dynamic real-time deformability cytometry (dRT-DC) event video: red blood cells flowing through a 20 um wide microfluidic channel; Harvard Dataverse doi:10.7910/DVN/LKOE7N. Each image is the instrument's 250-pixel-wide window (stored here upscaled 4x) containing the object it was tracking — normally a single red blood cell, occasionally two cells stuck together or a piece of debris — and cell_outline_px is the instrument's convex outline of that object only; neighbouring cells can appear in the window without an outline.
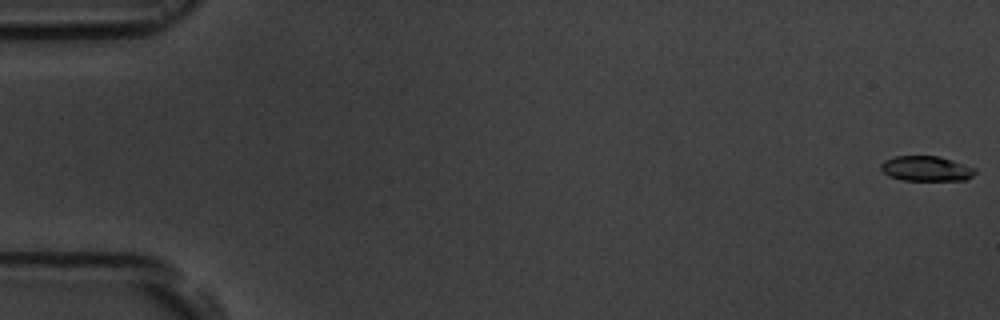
{"species": "common noctule bat (a hibernating species)", "species_latin": "Nyctalus noctula", "temperature_condition": "room temperature", "stored_images_in_passage": 56, "camera_frame_rate_fps": 3000, "um_per_image_px": 0.085, "animal": {"sex": "male", "body_mass_g": 19.5, "forearm_length_mm": 54.6}, "frame": {"image": 1, "passage_image": 1, "time_ms": 0.0, "image_size_px": [1000, 320], "cell_outline_px": [[976, 172], [972, 176], [964, 180], [904, 180], [888, 176], [880, 168], [880, 164], [884, 160], [892, 156], [940, 156], [976, 168]], "centroid_in_image_um": [78.71, 14.32], "position_along_channel_um": 6.3, "area_um2": 13.81}}
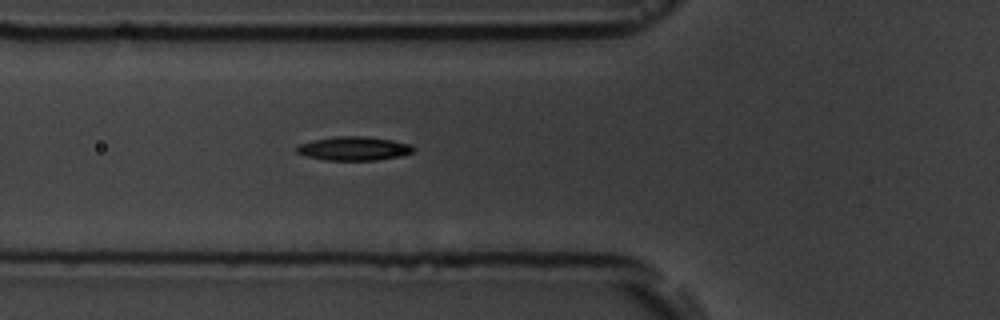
{"frame": {"image": 2, "passage_image": 21, "time_ms": 6.667, "image_size_px": [1000, 320], "cell_outline_px": [[416, 148], [412, 152], [400, 156], [376, 160], [324, 160], [308, 156], [296, 152], [296, 148], [300, 144], [312, 140], [336, 136], [364, 136], [392, 140], [412, 144]], "centroid_in_image_um": [30.1, 12.62], "position_along_channel_um": 95.7, "area_um2": 16.18}}
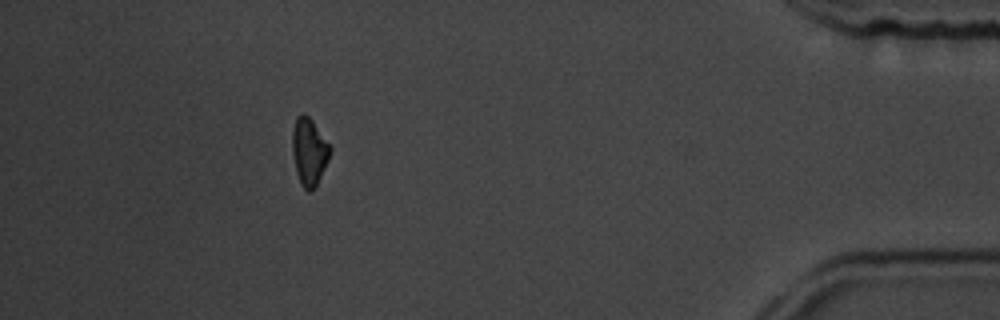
{"frame": {"image": 3, "passage_image": 51, "time_ms": 16.667, "image_size_px": [1000, 320], "cell_outline_px": [[332, 152], [316, 184], [308, 192], [300, 184], [296, 172], [292, 152], [292, 128], [296, 116], [300, 112], [304, 112], [312, 120], [332, 148]], "centroid_in_image_um": [26.25, 12.83], "position_along_channel_um": 408.9, "area_um2": 14.85}, "authors_computed_cell_mechanics": {"area_um2": 15.2014, "velocity_mm_per_s": 3.6769, "shape_relaxation_time_tau1_ms": 3.6626, "shape_relaxation_time_tau2_ms": null, "deformation_change_tau1": 0.1088, "deformation_change_tau2": null}}